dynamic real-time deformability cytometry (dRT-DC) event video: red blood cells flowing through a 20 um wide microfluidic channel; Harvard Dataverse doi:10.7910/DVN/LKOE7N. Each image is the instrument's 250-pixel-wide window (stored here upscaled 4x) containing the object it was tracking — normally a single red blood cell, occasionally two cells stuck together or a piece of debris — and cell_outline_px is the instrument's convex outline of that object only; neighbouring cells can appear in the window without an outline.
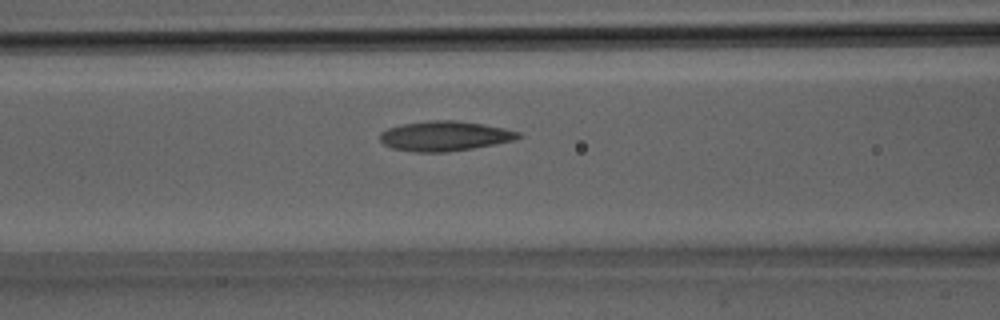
{"species": "Egyptian fruit bat (a non-hibernating species)", "species_latin": "Rousettus aegyptiacus", "temperature_condition": "room temperature", "stored_images_in_passage": 33, "camera_frame_rate_fps": 3000, "um_per_image_px": 0.085, "animal": {"sex": "male"}, "frame": {"image": 1, "passage_image": 14, "time_ms": 4.333, "image_size_px": [1000, 320], "cell_outline_px": [[524, 136], [516, 140], [496, 144], [448, 152], [412, 152], [392, 148], [384, 144], [380, 140], [380, 132], [388, 128], [404, 124], [432, 120], [456, 120], [484, 124], [504, 128], [520, 132]], "centroid_in_image_um": [37.84, 11.56], "position_along_channel_um": 128.8, "area_um2": 24.22}}
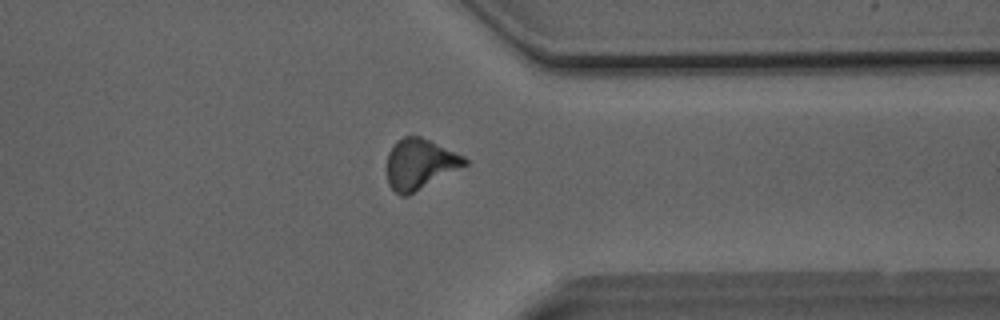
{"frame": {"image": 2, "passage_image": 26, "time_ms": 8.333, "image_size_px": [1000, 320], "cell_outline_px": [[468, 164], [408, 196], [400, 196], [388, 184], [388, 152], [404, 136], [420, 136], [464, 156], [468, 160]], "centroid_in_image_um": [35.7, 13.96], "position_along_channel_um": 375.7, "area_um2": 22.48}}
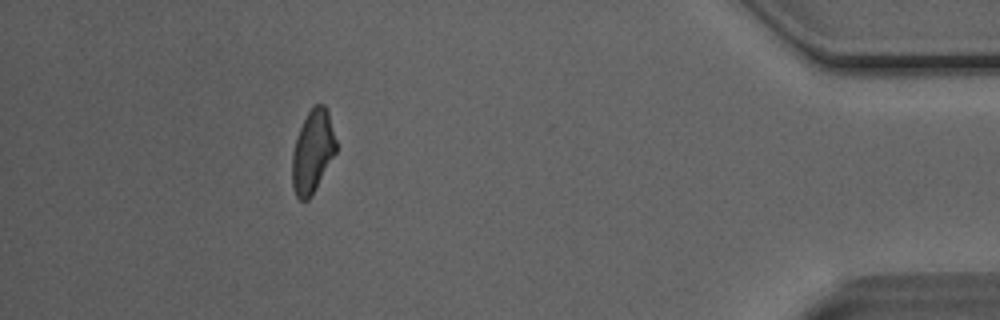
{"frame": {"image": 3, "passage_image": 30, "time_ms": 9.667, "image_size_px": [1000, 320], "cell_outline_px": [[336, 152], [312, 196], [308, 200], [300, 200], [296, 196], [292, 188], [292, 152], [296, 136], [308, 112], [316, 104], [324, 104], [328, 108], [336, 140]], "centroid_in_image_um": [26.57, 12.88], "position_along_channel_um": 408.6, "area_um2": 21.33}}